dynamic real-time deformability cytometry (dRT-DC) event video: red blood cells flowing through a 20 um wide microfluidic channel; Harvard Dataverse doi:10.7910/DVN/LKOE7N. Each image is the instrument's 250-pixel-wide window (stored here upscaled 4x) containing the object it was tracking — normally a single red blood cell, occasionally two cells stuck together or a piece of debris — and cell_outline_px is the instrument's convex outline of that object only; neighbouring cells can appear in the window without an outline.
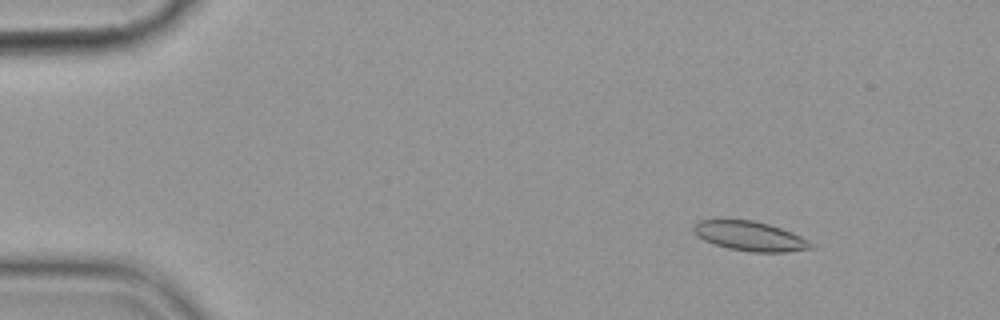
{"species": "common noctule bat (a hibernating species)", "species_latin": "Nyctalus noctula", "temperature_condition": "cold", "stored_images_in_passage": 5, "camera_frame_rate_fps": 3000, "um_per_image_px": 0.085, "animal": {"sex": "female", "body_mass_g": 19.9}, "frame": {"image": 1, "passage_image": 2, "time_ms": 1.0, "image_size_px": [1000, 320], "cell_outline_px": [[816, 244], [812, 248], [784, 252], [752, 252], [728, 248], [704, 240], [692, 228], [692, 224], [700, 220], [752, 220], [768, 224], [792, 232]], "centroid_in_image_um": [63.77, 20.07], "position_along_channel_um": 21.2, "area_um2": 19.94}}
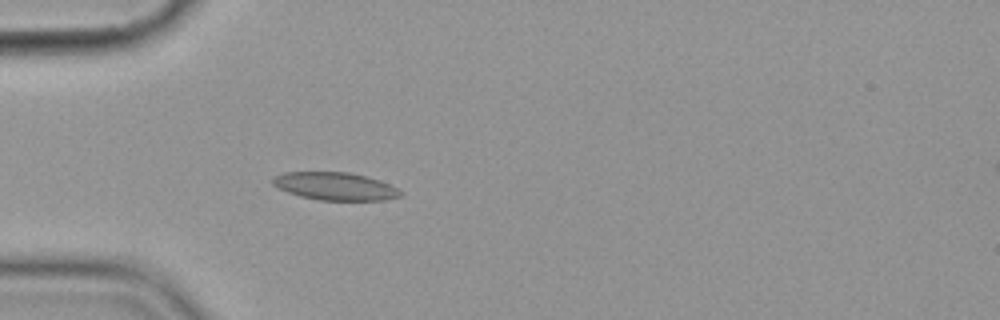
{"frame": {"image": 2, "passage_image": 5, "time_ms": 4.333, "image_size_px": [1000, 320], "cell_outline_px": [[404, 192], [400, 196], [384, 200], [320, 200], [300, 196], [276, 188], [272, 184], [272, 180], [276, 176], [284, 172], [348, 172], [364, 176], [388, 184]], "centroid_in_image_um": [28.45, 15.83], "position_along_channel_um": 56.6, "area_um2": 20.46}}